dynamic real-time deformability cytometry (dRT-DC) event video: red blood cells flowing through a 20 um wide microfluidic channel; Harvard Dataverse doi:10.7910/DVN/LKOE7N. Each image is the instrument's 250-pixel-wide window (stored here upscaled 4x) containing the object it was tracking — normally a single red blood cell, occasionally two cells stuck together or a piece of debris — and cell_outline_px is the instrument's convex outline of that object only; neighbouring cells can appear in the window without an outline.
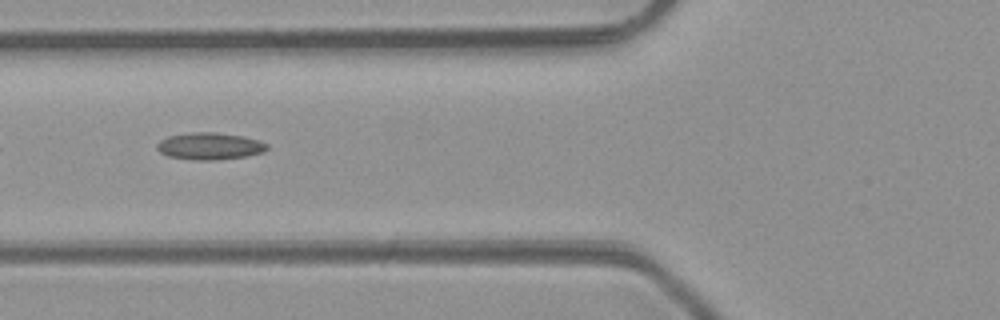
{"species": "common noctule bat (a hibernating species)", "species_latin": "Nyctalus noctula", "temperature_condition": "room temperature", "stored_images_in_passage": 6, "camera_frame_rate_fps": 3000, "um_per_image_px": 0.085, "animal": {"sex": "male", "body_mass_g": 23.1, "forearm_length_mm": 52.7}, "frame": {"image": 1, "passage_image": 5, "time_ms": 5.667, "image_size_px": [1000, 320], "cell_outline_px": [[268, 148], [264, 152], [244, 156], [212, 160], [196, 160], [168, 156], [160, 152], [156, 148], [156, 144], [160, 140], [168, 136], [192, 132], [216, 132], [244, 136], [260, 140], [268, 144]], "centroid_in_image_um": [17.83, 12.41], "position_along_channel_um": 108.0, "area_um2": 17.34}}
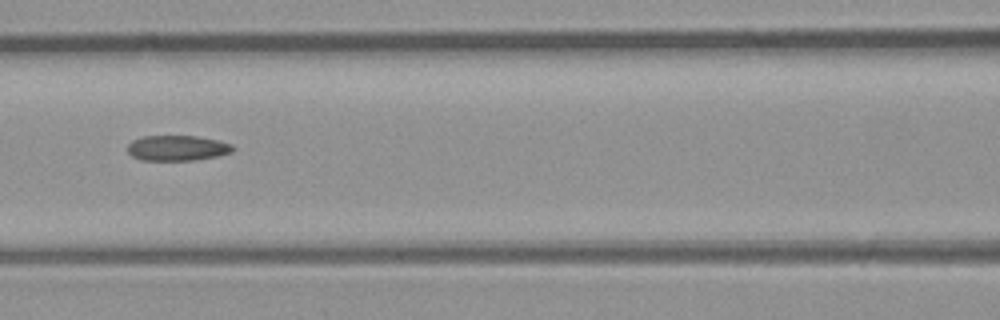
{"frame": {"image": 2, "passage_image": 6, "time_ms": 6.667, "image_size_px": [1000, 320], "cell_outline_px": [[236, 148], [232, 152], [216, 156], [196, 160], [140, 160], [132, 156], [128, 152], [128, 144], [132, 140], [144, 136], [196, 136], [216, 140], [232, 144]], "centroid_in_image_um": [15.07, 12.58], "position_along_channel_um": 151.5, "area_um2": 15.55}}